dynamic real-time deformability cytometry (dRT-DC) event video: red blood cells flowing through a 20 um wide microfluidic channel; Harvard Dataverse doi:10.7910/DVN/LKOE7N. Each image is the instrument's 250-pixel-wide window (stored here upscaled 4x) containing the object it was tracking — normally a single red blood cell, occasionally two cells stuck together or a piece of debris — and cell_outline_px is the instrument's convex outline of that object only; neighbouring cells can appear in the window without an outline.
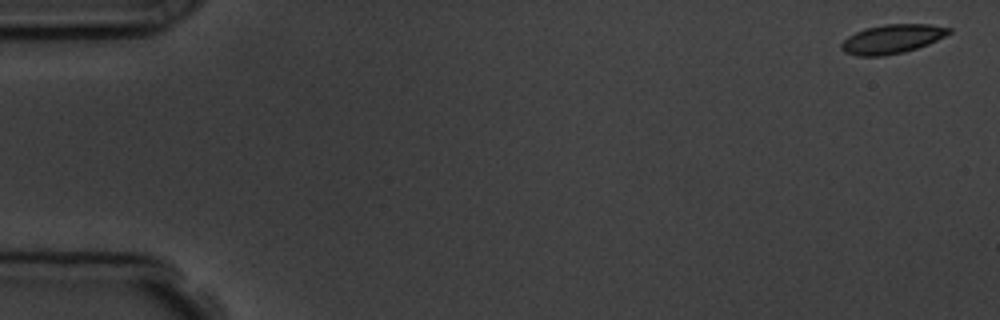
{"species": "common noctule bat (a hibernating species)", "species_latin": "Nyctalus noctula", "temperature_condition": "room temperature", "stored_images_in_passage": 4, "camera_frame_rate_fps": 3000, "um_per_image_px": 0.085, "animal": {"sex": "male", "body_mass_g": 19.5, "forearm_length_mm": 54.6}, "frame": {"image": 1, "passage_image": 1, "time_ms": 0.0, "image_size_px": [1000, 320], "cell_outline_px": [[952, 32], [928, 44], [904, 52], [884, 56], [856, 56], [844, 52], [840, 48], [840, 44], [848, 36], [856, 32], [868, 28], [884, 24], [928, 24], [952, 28]], "centroid_in_image_um": [75.81, 3.32], "position_along_channel_um": 9.2, "area_um2": 18.15}}